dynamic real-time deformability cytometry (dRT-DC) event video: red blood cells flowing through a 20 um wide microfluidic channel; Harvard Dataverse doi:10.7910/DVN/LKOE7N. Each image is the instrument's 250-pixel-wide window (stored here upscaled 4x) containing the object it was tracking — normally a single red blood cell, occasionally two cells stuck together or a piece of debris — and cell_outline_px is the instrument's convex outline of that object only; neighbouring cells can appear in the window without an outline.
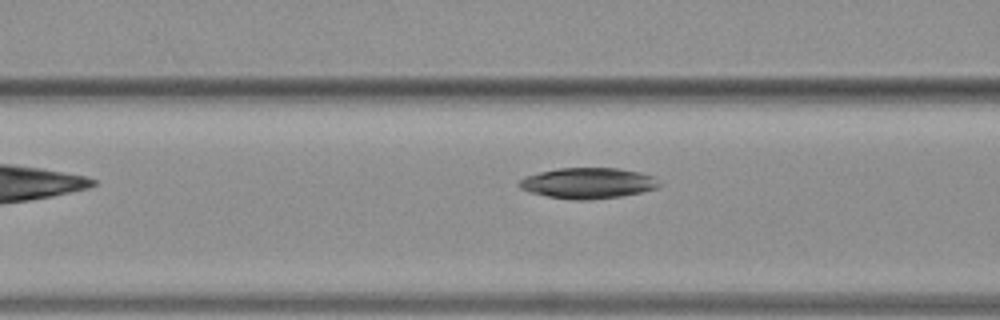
{"species": "common noctule bat (a hibernating species)", "species_latin": "Nyctalus noctula", "temperature_condition": "warm", "stored_images_in_passage": 6, "camera_frame_rate_fps": 3000, "um_per_image_px": 0.085, "animal": {"sex": "female", "body_mass_g": 19.3, "forearm_length_mm": 54.1}, "frame": {"image": 1, "passage_image": 4, "time_ms": 1.0, "image_size_px": [1000, 320], "cell_outline_px": [[660, 184], [656, 188], [640, 192], [620, 196], [588, 200], [576, 200], [548, 196], [528, 192], [520, 188], [516, 184], [524, 176], [540, 172], [560, 168], [616, 168], [640, 172], [652, 176]], "centroid_in_image_um": [49.92, 15.56], "position_along_channel_um": 116.7, "area_um2": 24.91}}